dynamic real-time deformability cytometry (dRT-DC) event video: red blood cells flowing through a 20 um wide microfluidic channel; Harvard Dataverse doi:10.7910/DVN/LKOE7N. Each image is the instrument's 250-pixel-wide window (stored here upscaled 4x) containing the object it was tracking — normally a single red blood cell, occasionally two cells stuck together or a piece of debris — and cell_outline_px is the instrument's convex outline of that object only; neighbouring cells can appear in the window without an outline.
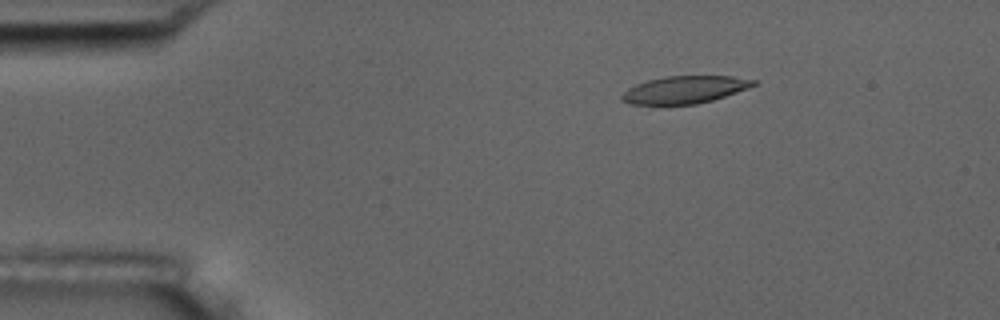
{"species": "common noctule bat (a hibernating species)", "species_latin": "Nyctalus noctula", "temperature_condition": "room temperature", "stored_images_in_passage": 3, "camera_frame_rate_fps": 3000, "um_per_image_px": 0.085, "animal": {"sex": "male", "body_mass_g": 17.5, "forearm_length_mm": 52.3}, "frame": {"image": 1, "passage_image": 2, "time_ms": 1.0, "image_size_px": [1000, 320], "cell_outline_px": [[756, 84], [748, 88], [712, 100], [696, 104], [628, 104], [620, 100], [620, 96], [628, 88], [636, 84], [648, 80], [664, 76], [732, 76], [756, 80]], "centroid_in_image_um": [58.16, 7.62], "position_along_channel_um": 26.8, "area_um2": 20.92}}